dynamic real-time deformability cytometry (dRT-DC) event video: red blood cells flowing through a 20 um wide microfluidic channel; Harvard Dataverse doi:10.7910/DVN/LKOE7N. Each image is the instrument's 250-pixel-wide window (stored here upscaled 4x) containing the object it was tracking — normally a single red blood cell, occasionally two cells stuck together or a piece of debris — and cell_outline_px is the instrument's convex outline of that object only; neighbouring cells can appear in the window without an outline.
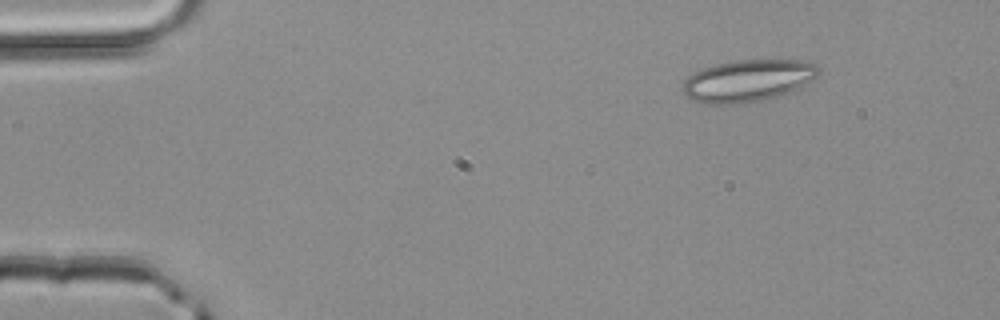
{"species": "common noctule bat (a hibernating species)", "species_latin": "Nyctalus noctula", "temperature_condition": "room temperature", "stored_images_in_passage": 4, "camera_frame_rate_fps": 3000, "um_per_image_px": 0.085, "animal": {"sex": "male", "body_mass_g": 20.4}, "frame": {"image": 1, "passage_image": 2, "time_ms": 0.333, "image_size_px": [1000, 320], "cell_outline_px": [[820, 72], [812, 80], [788, 96], [748, 104], [704, 104], [692, 100], [684, 92], [684, 80], [688, 76], [700, 68], [716, 64], [740, 60], [800, 60], [816, 64], [820, 68]], "centroid_in_image_um": [63.63, 6.89], "position_along_channel_um": 21.4, "area_um2": 34.04}}
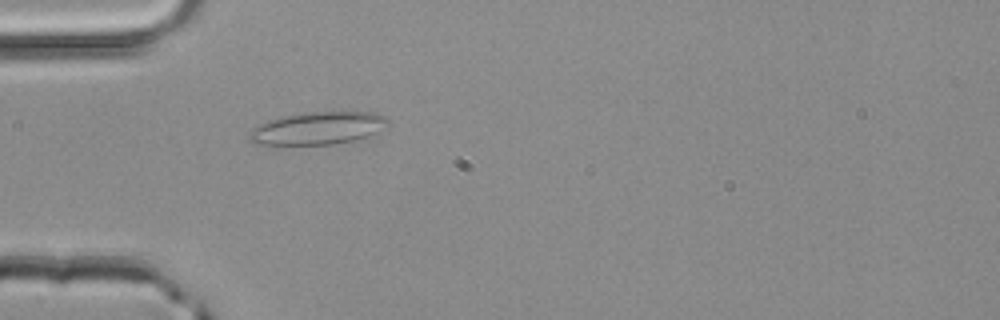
{"frame": {"image": 2, "passage_image": 4, "time_ms": 1.0, "image_size_px": [1000, 320], "cell_outline_px": [[388, 124], [376, 132], [368, 136], [352, 140], [332, 144], [252, 144], [248, 140], [248, 132], [252, 128], [268, 120], [280, 116], [304, 112], [376, 112], [384, 116], [388, 120]], "centroid_in_image_um": [26.96, 10.89], "position_along_channel_um": 58.0, "area_um2": 26.3}}